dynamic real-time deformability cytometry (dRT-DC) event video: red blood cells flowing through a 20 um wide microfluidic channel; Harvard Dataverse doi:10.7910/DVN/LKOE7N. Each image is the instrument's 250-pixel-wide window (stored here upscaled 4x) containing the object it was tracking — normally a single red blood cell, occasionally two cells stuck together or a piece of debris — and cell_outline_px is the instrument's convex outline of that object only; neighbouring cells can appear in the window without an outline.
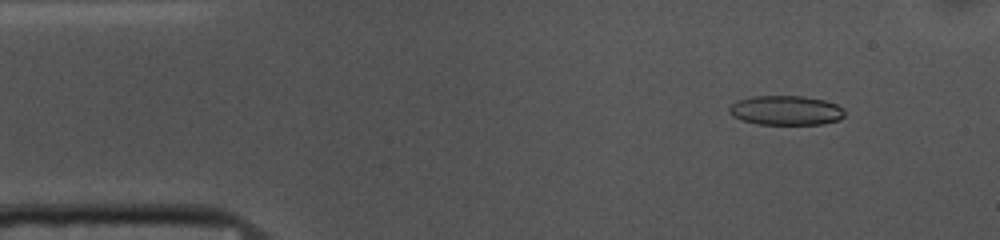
{"species": "common noctule bat (a hibernating species)", "species_latin": "Nyctalus noctula", "temperature_condition": "cold", "stored_images_in_passage": 52, "camera_frame_rate_fps": 3000, "um_per_image_px": 0.085, "animal": {"sex": "female", "body_mass_g": 10.0, "forearm_length_mm": 53.1}, "frame": {"image": 1, "passage_image": 5, "time_ms": 1.333, "image_size_px": [1000, 240], "cell_outline_px": [[844, 116], [840, 120], [824, 124], [756, 124], [740, 120], [732, 116], [728, 112], [728, 108], [732, 104], [740, 100], [752, 96], [804, 96], [824, 100], [836, 104], [844, 108]], "centroid_in_image_um": [66.81, 9.39], "position_along_channel_um": 18.2, "area_um2": 20.0}}
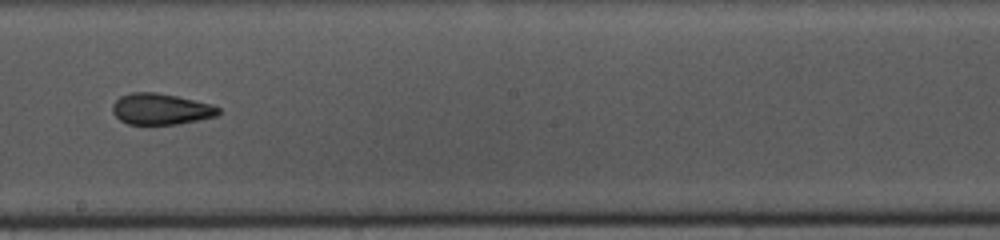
{"frame": {"image": 2, "passage_image": 28, "time_ms": 9.0, "image_size_px": [1000, 240], "cell_outline_px": [[220, 112], [216, 116], [200, 120], [176, 124], [128, 124], [120, 120], [112, 112], [112, 104], [120, 96], [132, 92], [156, 92], [176, 96], [212, 104], [220, 108]], "centroid_in_image_um": [13.67, 9.27], "position_along_channel_um": 234.5, "area_um2": 19.25}}
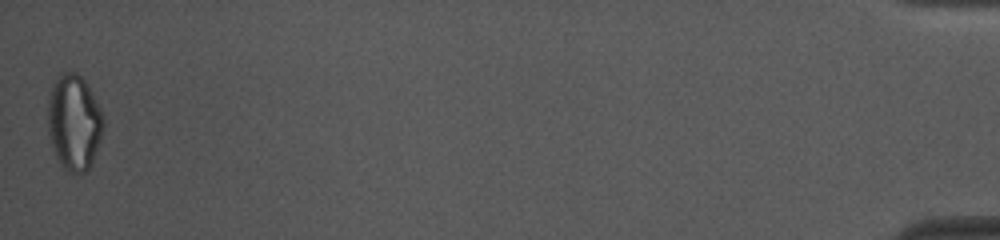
{"frame": {"image": 3, "passage_image": 52, "time_ms": 17.0, "image_size_px": [1000, 240], "cell_outline_px": [[104, 128], [100, 140], [92, 160], [88, 168], [84, 172], [68, 172], [60, 164], [56, 156], [48, 132], [48, 100], [52, 84], [60, 72], [76, 72], [84, 80], [100, 108], [104, 116]], "centroid_in_image_um": [6.28, 10.37], "position_along_channel_um": 428.9, "area_um2": 30.75}, "authors_computed_cell_mechanics": {"area_um2": 20.23, "velocity_mm_per_s": 3.706, "shape_relaxation_time_tau1_ms": null, "shape_relaxation_time_tau2_ms": 2.4029, "deformation_change_tau1": null, "deformation_change_tau2": 0.0896}}